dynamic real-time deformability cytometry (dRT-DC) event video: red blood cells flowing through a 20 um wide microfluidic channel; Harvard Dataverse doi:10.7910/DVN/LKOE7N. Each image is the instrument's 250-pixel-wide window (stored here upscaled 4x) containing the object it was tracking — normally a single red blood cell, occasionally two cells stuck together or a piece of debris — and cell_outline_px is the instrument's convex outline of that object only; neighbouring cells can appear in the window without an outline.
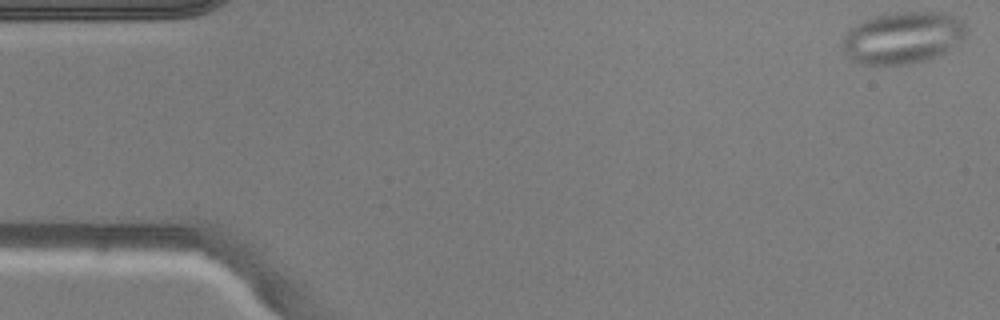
{"species": "common noctule bat (a hibernating species)", "species_latin": "Nyctalus noctula", "temperature_condition": "warm", "stored_images_in_passage": 50, "camera_frame_rate_fps": 3000, "um_per_image_px": 0.085, "animal": {"sex": "male", "body_mass_g": 20.5, "forearm_length_mm": 52.5}, "frame": {"image": 1, "passage_image": 1, "time_ms": 0.0, "image_size_px": [1000, 320], "cell_outline_px": [[968, 32], [964, 36], [944, 52], [924, 60], [908, 64], [860, 64], [852, 60], [840, 48], [844, 36], [856, 24], [872, 16], [896, 12], [944, 12], [964, 20]], "centroid_in_image_um": [76.71, 3.18], "position_along_channel_um": 8.3, "area_um2": 37.28}}
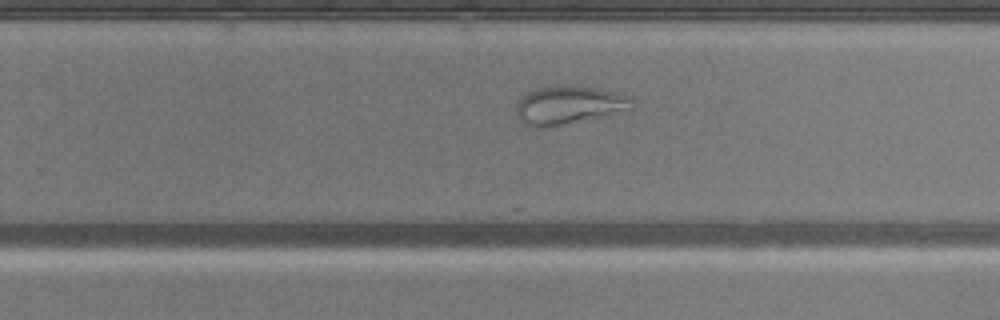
{"frame": {"image": 2, "passage_image": 31, "time_ms": 10.0, "image_size_px": [1000, 320], "cell_outline_px": [[632, 108], [552, 128], [532, 128], [524, 124], [516, 116], [516, 104], [520, 96], [536, 88], [564, 84], [568, 84], [596, 88], [616, 92], [624, 96], [628, 100]], "centroid_in_image_um": [48.19, 8.94], "position_along_channel_um": 281.6, "area_um2": 25.89}}
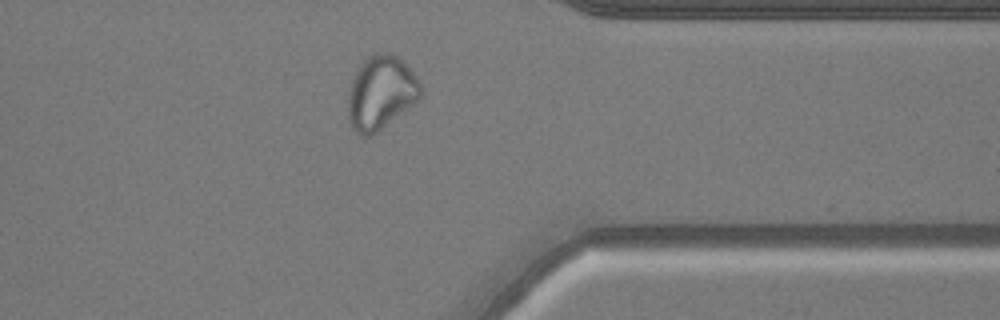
{"frame": {"image": 3, "passage_image": 39, "time_ms": 12.667, "image_size_px": [1000, 320], "cell_outline_px": [[420, 96], [412, 104], [372, 136], [360, 136], [352, 128], [348, 120], [348, 92], [352, 80], [360, 64], [368, 56], [376, 52], [392, 52], [404, 60], [408, 64], [420, 84]], "centroid_in_image_um": [32.34, 7.85], "position_along_channel_um": 379.1, "area_um2": 31.15}}